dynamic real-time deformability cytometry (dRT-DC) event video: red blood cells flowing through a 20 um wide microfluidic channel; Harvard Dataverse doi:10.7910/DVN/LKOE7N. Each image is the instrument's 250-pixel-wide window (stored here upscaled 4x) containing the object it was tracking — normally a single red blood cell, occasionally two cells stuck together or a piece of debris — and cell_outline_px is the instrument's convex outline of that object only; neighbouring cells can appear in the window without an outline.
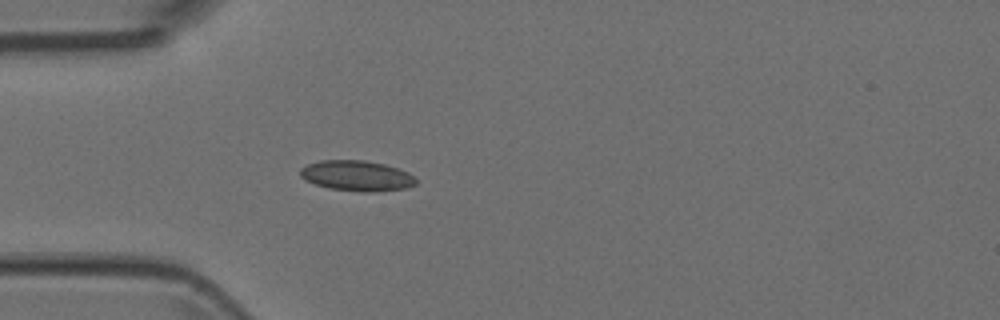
{"species": "Egyptian fruit bat (a non-hibernating species)", "species_latin": "Rousettus aegyptiacus", "temperature_condition": "room temperature", "stored_images_in_passage": 1, "camera_frame_rate_fps": 3000, "um_per_image_px": 0.085, "animal": {"sex": "female"}, "frame": {"image": 1, "passage_image": 1, "time_ms": 0.0, "image_size_px": [1000, 320], "cell_outline_px": [[416, 184], [408, 188], [376, 192], [364, 192], [328, 188], [304, 180], [300, 176], [300, 168], [308, 164], [320, 160], [364, 160], [384, 164], [408, 172], [416, 180]], "centroid_in_image_um": [30.31, 14.94], "position_along_channel_um": 54.7, "area_um2": 20.58}}